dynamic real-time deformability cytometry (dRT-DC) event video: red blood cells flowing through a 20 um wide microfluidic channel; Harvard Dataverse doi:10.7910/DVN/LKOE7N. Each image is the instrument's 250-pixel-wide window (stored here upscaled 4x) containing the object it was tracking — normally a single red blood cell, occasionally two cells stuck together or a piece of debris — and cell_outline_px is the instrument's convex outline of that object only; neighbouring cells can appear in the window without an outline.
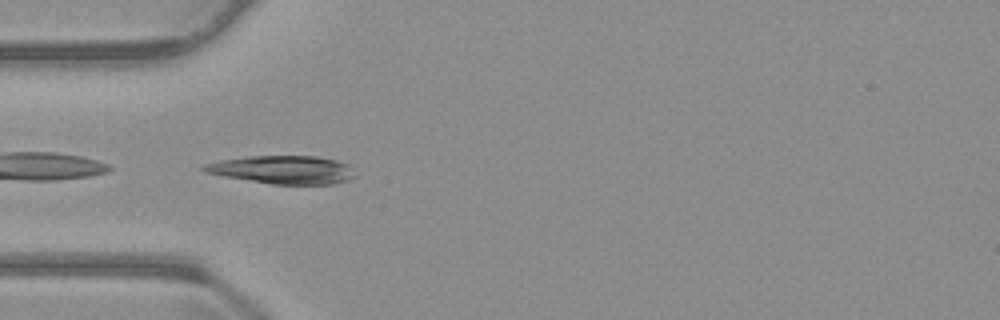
{"species": "common noctule bat (a hibernating species)", "species_latin": "Nyctalus noctula", "temperature_condition": "warm", "stored_images_in_passage": 38, "camera_frame_rate_fps": 3000, "um_per_image_px": 0.085, "animal": {"sex": "male", "body_mass_g": 23.1, "forearm_length_mm": 52.7}, "frame": {"image": 1, "passage_image": 1, "time_ms": 0.0, "image_size_px": [1000, 320], "cell_outline_px": [[356, 176], [348, 180], [332, 184], [272, 184], [224, 176], [204, 172], [200, 168], [204, 164], [220, 160], [248, 156], [316, 156], [336, 160], [348, 164], [352, 168]], "centroid_in_image_um": [24.04, 14.42], "position_along_channel_um": 61.0, "area_um2": 24.8}}
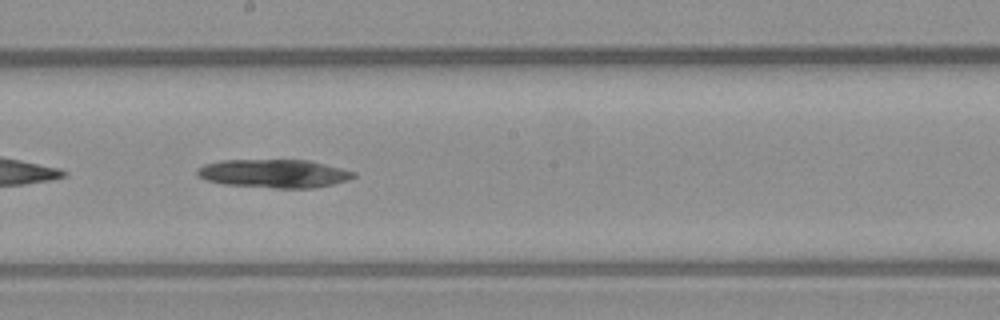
{"frame": {"image": 2, "passage_image": 14, "time_ms": 4.333, "image_size_px": [1000, 320], "cell_outline_px": [[356, 176], [348, 180], [332, 184], [312, 188], [276, 188], [224, 184], [208, 180], [196, 176], [196, 168], [204, 164], [220, 160], [312, 160], [356, 172]], "centroid_in_image_um": [23.29, 14.74], "position_along_channel_um": 224.9, "area_um2": 26.01}}
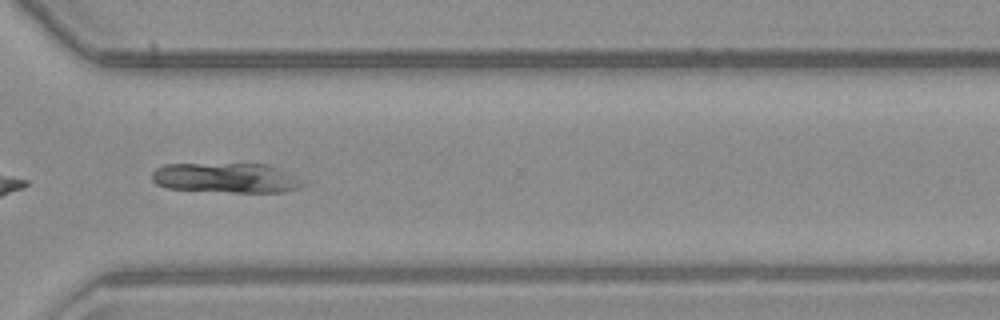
{"frame": {"image": 3, "passage_image": 24, "time_ms": 7.667, "image_size_px": [1000, 320], "cell_outline_px": [[308, 184], [284, 192], [232, 192], [168, 188], [156, 184], [152, 180], [152, 172], [156, 168], [164, 164], [268, 164]], "centroid_in_image_um": [19.16, 15.12], "position_along_channel_um": 351.4, "area_um2": 25.95}}